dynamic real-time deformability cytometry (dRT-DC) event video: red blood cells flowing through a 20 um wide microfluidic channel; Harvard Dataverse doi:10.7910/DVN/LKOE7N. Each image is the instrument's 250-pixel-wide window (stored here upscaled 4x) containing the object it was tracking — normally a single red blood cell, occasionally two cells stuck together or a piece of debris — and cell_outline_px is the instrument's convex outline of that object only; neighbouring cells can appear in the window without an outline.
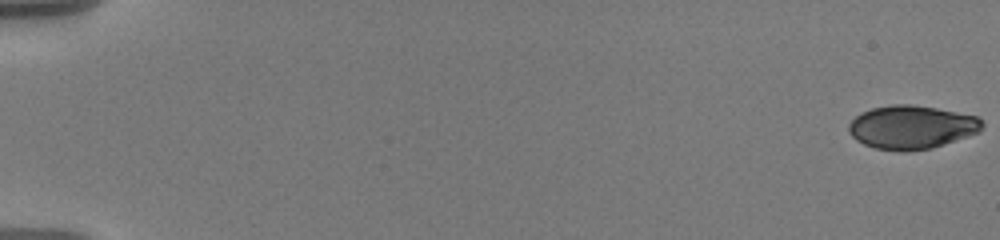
{"species": "human", "species_latin": "Homo sapiens", "temperature_condition": "warm", "stored_images_in_passage": 61, "camera_frame_rate_fps": 3000, "um_per_image_px": 0.085, "donor": {"sex": "male"}, "frame": {"image": 1, "passage_image": 1, "time_ms": 0.0, "image_size_px": [1000, 240], "cell_outline_px": [[984, 124], [980, 132], [932, 148], [908, 152], [900, 152], [876, 148], [864, 144], [856, 140], [848, 132], [848, 124], [860, 112], [872, 108], [892, 104], [912, 104], [936, 108], [976, 116]], "centroid_in_image_um": [77.46, 10.81], "position_along_channel_um": 7.5, "area_um2": 33.99}}
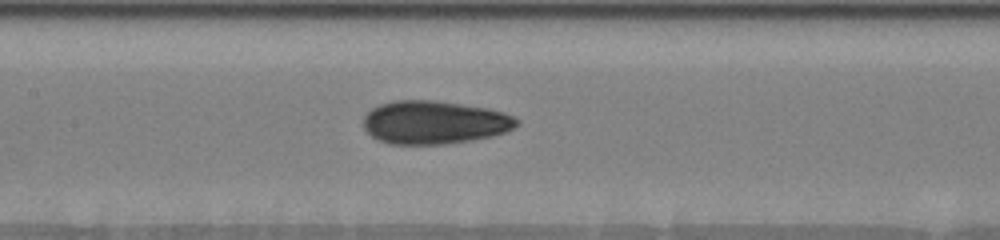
{"frame": {"image": 2, "passage_image": 28, "time_ms": 9.667, "image_size_px": [1000, 240], "cell_outline_px": [[520, 124], [504, 132], [492, 136], [472, 140], [444, 144], [392, 144], [380, 140], [372, 136], [364, 128], [364, 116], [372, 108], [380, 104], [396, 100], [432, 100], [488, 108], [504, 112], [520, 120]], "centroid_in_image_um": [36.93, 10.4], "position_along_channel_um": 170.5, "area_um2": 38.49}}
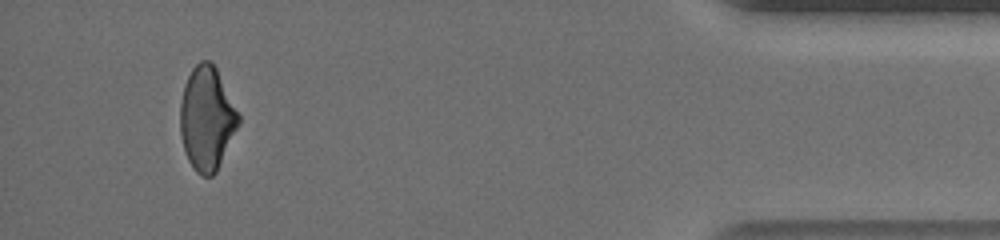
{"frame": {"image": 3, "passage_image": 57, "time_ms": 18.0, "image_size_px": [1000, 240], "cell_outline_px": [[240, 124], [216, 172], [212, 176], [200, 176], [196, 172], [188, 160], [184, 148], [180, 132], [180, 104], [184, 84], [192, 68], [200, 60], [208, 60], [216, 68], [240, 116]], "centroid_in_image_um": [17.58, 10.08], "position_along_channel_um": 417.6, "area_um2": 35.14}, "authors_computed_cell_mechanics": {"area_um2": 36.0672, "velocity_mm_per_s": 3.6072, "shape_relaxation_time_tau1_ms": 9.995, "shape_relaxation_time_tau2_ms": 2.6809, "deformation_change_tau1": 0.2146, "deformation_change_tau2": 0.0629}}